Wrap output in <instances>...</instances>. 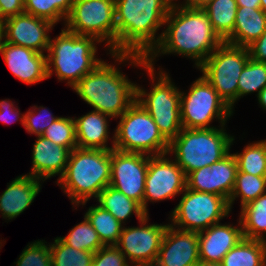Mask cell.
Wrapping results in <instances>:
<instances>
[{"label":"cell","instance_id":"obj_42","mask_svg":"<svg viewBox=\"0 0 266 266\" xmlns=\"http://www.w3.org/2000/svg\"><path fill=\"white\" fill-rule=\"evenodd\" d=\"M248 49L253 60L266 63V30Z\"/></svg>","mask_w":266,"mask_h":266},{"label":"cell","instance_id":"obj_47","mask_svg":"<svg viewBox=\"0 0 266 266\" xmlns=\"http://www.w3.org/2000/svg\"><path fill=\"white\" fill-rule=\"evenodd\" d=\"M196 266H222L221 263H205V262H199Z\"/></svg>","mask_w":266,"mask_h":266},{"label":"cell","instance_id":"obj_36","mask_svg":"<svg viewBox=\"0 0 266 266\" xmlns=\"http://www.w3.org/2000/svg\"><path fill=\"white\" fill-rule=\"evenodd\" d=\"M53 143L72 151L77 148L75 121L73 117H59L45 130L43 135Z\"/></svg>","mask_w":266,"mask_h":266},{"label":"cell","instance_id":"obj_11","mask_svg":"<svg viewBox=\"0 0 266 266\" xmlns=\"http://www.w3.org/2000/svg\"><path fill=\"white\" fill-rule=\"evenodd\" d=\"M68 31L92 36L116 54L115 0H74L65 25Z\"/></svg>","mask_w":266,"mask_h":266},{"label":"cell","instance_id":"obj_6","mask_svg":"<svg viewBox=\"0 0 266 266\" xmlns=\"http://www.w3.org/2000/svg\"><path fill=\"white\" fill-rule=\"evenodd\" d=\"M218 127L182 128L169 143L168 154L174 155L175 162L186 176L196 169L218 162L230 152L235 137L225 132V125Z\"/></svg>","mask_w":266,"mask_h":266},{"label":"cell","instance_id":"obj_49","mask_svg":"<svg viewBox=\"0 0 266 266\" xmlns=\"http://www.w3.org/2000/svg\"><path fill=\"white\" fill-rule=\"evenodd\" d=\"M262 244L266 248V235L261 239Z\"/></svg>","mask_w":266,"mask_h":266},{"label":"cell","instance_id":"obj_18","mask_svg":"<svg viewBox=\"0 0 266 266\" xmlns=\"http://www.w3.org/2000/svg\"><path fill=\"white\" fill-rule=\"evenodd\" d=\"M200 262L198 232L169 225L153 266H196Z\"/></svg>","mask_w":266,"mask_h":266},{"label":"cell","instance_id":"obj_16","mask_svg":"<svg viewBox=\"0 0 266 266\" xmlns=\"http://www.w3.org/2000/svg\"><path fill=\"white\" fill-rule=\"evenodd\" d=\"M238 165L230 152L210 166L196 169L186 176L187 188L224 197L227 201L234 189Z\"/></svg>","mask_w":266,"mask_h":266},{"label":"cell","instance_id":"obj_26","mask_svg":"<svg viewBox=\"0 0 266 266\" xmlns=\"http://www.w3.org/2000/svg\"><path fill=\"white\" fill-rule=\"evenodd\" d=\"M222 266H266V248L259 239L242 238L229 250Z\"/></svg>","mask_w":266,"mask_h":266},{"label":"cell","instance_id":"obj_14","mask_svg":"<svg viewBox=\"0 0 266 266\" xmlns=\"http://www.w3.org/2000/svg\"><path fill=\"white\" fill-rule=\"evenodd\" d=\"M149 214L139 220L138 227H123L116 246L132 266H153L169 225L148 224ZM148 224V225H147Z\"/></svg>","mask_w":266,"mask_h":266},{"label":"cell","instance_id":"obj_5","mask_svg":"<svg viewBox=\"0 0 266 266\" xmlns=\"http://www.w3.org/2000/svg\"><path fill=\"white\" fill-rule=\"evenodd\" d=\"M96 43L101 44L95 37L61 29L58 36L50 38L46 54L48 78L56 73L59 81L66 80L70 88L74 87L103 61L98 56L96 58Z\"/></svg>","mask_w":266,"mask_h":266},{"label":"cell","instance_id":"obj_3","mask_svg":"<svg viewBox=\"0 0 266 266\" xmlns=\"http://www.w3.org/2000/svg\"><path fill=\"white\" fill-rule=\"evenodd\" d=\"M111 150L74 148L69 155L63 175L56 184L72 205H85L110 184ZM79 205V206H78Z\"/></svg>","mask_w":266,"mask_h":266},{"label":"cell","instance_id":"obj_17","mask_svg":"<svg viewBox=\"0 0 266 266\" xmlns=\"http://www.w3.org/2000/svg\"><path fill=\"white\" fill-rule=\"evenodd\" d=\"M3 24L5 42L23 46L41 54L48 51L51 38L49 32L55 26L51 21L23 12L5 19Z\"/></svg>","mask_w":266,"mask_h":266},{"label":"cell","instance_id":"obj_35","mask_svg":"<svg viewBox=\"0 0 266 266\" xmlns=\"http://www.w3.org/2000/svg\"><path fill=\"white\" fill-rule=\"evenodd\" d=\"M266 86V63L253 60L251 57L239 76L238 100L250 93L260 91Z\"/></svg>","mask_w":266,"mask_h":266},{"label":"cell","instance_id":"obj_15","mask_svg":"<svg viewBox=\"0 0 266 266\" xmlns=\"http://www.w3.org/2000/svg\"><path fill=\"white\" fill-rule=\"evenodd\" d=\"M148 155L111 150L110 186L138 202L143 209Z\"/></svg>","mask_w":266,"mask_h":266},{"label":"cell","instance_id":"obj_30","mask_svg":"<svg viewBox=\"0 0 266 266\" xmlns=\"http://www.w3.org/2000/svg\"><path fill=\"white\" fill-rule=\"evenodd\" d=\"M74 0H24V12L57 24L64 20V25L71 12Z\"/></svg>","mask_w":266,"mask_h":266},{"label":"cell","instance_id":"obj_33","mask_svg":"<svg viewBox=\"0 0 266 266\" xmlns=\"http://www.w3.org/2000/svg\"><path fill=\"white\" fill-rule=\"evenodd\" d=\"M64 244L77 250H85L96 253L104 247L95 229L84 216V221L76 224L66 237H58Z\"/></svg>","mask_w":266,"mask_h":266},{"label":"cell","instance_id":"obj_22","mask_svg":"<svg viewBox=\"0 0 266 266\" xmlns=\"http://www.w3.org/2000/svg\"><path fill=\"white\" fill-rule=\"evenodd\" d=\"M41 179L30 175H20L0 195V212L5 220H13L23 213L39 194Z\"/></svg>","mask_w":266,"mask_h":266},{"label":"cell","instance_id":"obj_45","mask_svg":"<svg viewBox=\"0 0 266 266\" xmlns=\"http://www.w3.org/2000/svg\"><path fill=\"white\" fill-rule=\"evenodd\" d=\"M257 98L260 106L266 111V86L260 91Z\"/></svg>","mask_w":266,"mask_h":266},{"label":"cell","instance_id":"obj_39","mask_svg":"<svg viewBox=\"0 0 266 266\" xmlns=\"http://www.w3.org/2000/svg\"><path fill=\"white\" fill-rule=\"evenodd\" d=\"M117 246H104L94 253L92 266H132Z\"/></svg>","mask_w":266,"mask_h":266},{"label":"cell","instance_id":"obj_38","mask_svg":"<svg viewBox=\"0 0 266 266\" xmlns=\"http://www.w3.org/2000/svg\"><path fill=\"white\" fill-rule=\"evenodd\" d=\"M24 118V127L29 134L37 136L43 135L45 130L58 118L54 116L49 109L44 106H32Z\"/></svg>","mask_w":266,"mask_h":266},{"label":"cell","instance_id":"obj_20","mask_svg":"<svg viewBox=\"0 0 266 266\" xmlns=\"http://www.w3.org/2000/svg\"><path fill=\"white\" fill-rule=\"evenodd\" d=\"M217 223L198 233L199 259L205 263H221L225 254L242 238V224Z\"/></svg>","mask_w":266,"mask_h":266},{"label":"cell","instance_id":"obj_50","mask_svg":"<svg viewBox=\"0 0 266 266\" xmlns=\"http://www.w3.org/2000/svg\"><path fill=\"white\" fill-rule=\"evenodd\" d=\"M0 21L3 22L4 19L1 17V10H0Z\"/></svg>","mask_w":266,"mask_h":266},{"label":"cell","instance_id":"obj_1","mask_svg":"<svg viewBox=\"0 0 266 266\" xmlns=\"http://www.w3.org/2000/svg\"><path fill=\"white\" fill-rule=\"evenodd\" d=\"M173 0H115V62L143 67L146 57L159 44ZM156 34L158 36H156ZM129 61V62H128Z\"/></svg>","mask_w":266,"mask_h":266},{"label":"cell","instance_id":"obj_31","mask_svg":"<svg viewBox=\"0 0 266 266\" xmlns=\"http://www.w3.org/2000/svg\"><path fill=\"white\" fill-rule=\"evenodd\" d=\"M265 192L266 177L237 172L234 189L228 200L229 208L232 209L233 203L238 197H240L242 208Z\"/></svg>","mask_w":266,"mask_h":266},{"label":"cell","instance_id":"obj_13","mask_svg":"<svg viewBox=\"0 0 266 266\" xmlns=\"http://www.w3.org/2000/svg\"><path fill=\"white\" fill-rule=\"evenodd\" d=\"M169 154L148 156V169L145 177L143 211L148 213V202L169 200L186 189V175ZM170 159V160H169Z\"/></svg>","mask_w":266,"mask_h":266},{"label":"cell","instance_id":"obj_46","mask_svg":"<svg viewBox=\"0 0 266 266\" xmlns=\"http://www.w3.org/2000/svg\"><path fill=\"white\" fill-rule=\"evenodd\" d=\"M5 43V28L3 22L0 21V53L2 52Z\"/></svg>","mask_w":266,"mask_h":266},{"label":"cell","instance_id":"obj_25","mask_svg":"<svg viewBox=\"0 0 266 266\" xmlns=\"http://www.w3.org/2000/svg\"><path fill=\"white\" fill-rule=\"evenodd\" d=\"M96 200L99 206L110 212L123 225H126L125 221L134 213L138 220L147 215L138 202L110 185L100 192Z\"/></svg>","mask_w":266,"mask_h":266},{"label":"cell","instance_id":"obj_9","mask_svg":"<svg viewBox=\"0 0 266 266\" xmlns=\"http://www.w3.org/2000/svg\"><path fill=\"white\" fill-rule=\"evenodd\" d=\"M249 58L248 48L223 42L198 68L233 111L238 100L239 76Z\"/></svg>","mask_w":266,"mask_h":266},{"label":"cell","instance_id":"obj_24","mask_svg":"<svg viewBox=\"0 0 266 266\" xmlns=\"http://www.w3.org/2000/svg\"><path fill=\"white\" fill-rule=\"evenodd\" d=\"M266 30V13L261 8L238 7L233 33L224 41L248 48Z\"/></svg>","mask_w":266,"mask_h":266},{"label":"cell","instance_id":"obj_41","mask_svg":"<svg viewBox=\"0 0 266 266\" xmlns=\"http://www.w3.org/2000/svg\"><path fill=\"white\" fill-rule=\"evenodd\" d=\"M1 17L5 20L9 17L24 12V0H0Z\"/></svg>","mask_w":266,"mask_h":266},{"label":"cell","instance_id":"obj_27","mask_svg":"<svg viewBox=\"0 0 266 266\" xmlns=\"http://www.w3.org/2000/svg\"><path fill=\"white\" fill-rule=\"evenodd\" d=\"M240 210L243 237L261 240L266 235V192Z\"/></svg>","mask_w":266,"mask_h":266},{"label":"cell","instance_id":"obj_48","mask_svg":"<svg viewBox=\"0 0 266 266\" xmlns=\"http://www.w3.org/2000/svg\"><path fill=\"white\" fill-rule=\"evenodd\" d=\"M261 9L266 13V0H260Z\"/></svg>","mask_w":266,"mask_h":266},{"label":"cell","instance_id":"obj_10","mask_svg":"<svg viewBox=\"0 0 266 266\" xmlns=\"http://www.w3.org/2000/svg\"><path fill=\"white\" fill-rule=\"evenodd\" d=\"M188 90L187 93L180 91L182 128H213L210 124L215 119L223 126L233 115V110L203 76L193 81Z\"/></svg>","mask_w":266,"mask_h":266},{"label":"cell","instance_id":"obj_7","mask_svg":"<svg viewBox=\"0 0 266 266\" xmlns=\"http://www.w3.org/2000/svg\"><path fill=\"white\" fill-rule=\"evenodd\" d=\"M143 68L148 72L152 85L147 92L136 83V101L151 115L160 133L170 143L182 129L180 89L162 68L157 76L155 67L146 63Z\"/></svg>","mask_w":266,"mask_h":266},{"label":"cell","instance_id":"obj_29","mask_svg":"<svg viewBox=\"0 0 266 266\" xmlns=\"http://www.w3.org/2000/svg\"><path fill=\"white\" fill-rule=\"evenodd\" d=\"M237 8L236 0H213L203 8L214 31L223 41L233 33Z\"/></svg>","mask_w":266,"mask_h":266},{"label":"cell","instance_id":"obj_21","mask_svg":"<svg viewBox=\"0 0 266 266\" xmlns=\"http://www.w3.org/2000/svg\"><path fill=\"white\" fill-rule=\"evenodd\" d=\"M70 152L42 135L37 136L32 151V171L27 175L41 179V183L56 175L59 179L65 171Z\"/></svg>","mask_w":266,"mask_h":266},{"label":"cell","instance_id":"obj_12","mask_svg":"<svg viewBox=\"0 0 266 266\" xmlns=\"http://www.w3.org/2000/svg\"><path fill=\"white\" fill-rule=\"evenodd\" d=\"M231 211L224 197L186 187L179 204L171 211L170 225L199 233L220 223L221 219L228 217Z\"/></svg>","mask_w":266,"mask_h":266},{"label":"cell","instance_id":"obj_37","mask_svg":"<svg viewBox=\"0 0 266 266\" xmlns=\"http://www.w3.org/2000/svg\"><path fill=\"white\" fill-rule=\"evenodd\" d=\"M45 240H36L23 249L16 266H52L51 251Z\"/></svg>","mask_w":266,"mask_h":266},{"label":"cell","instance_id":"obj_44","mask_svg":"<svg viewBox=\"0 0 266 266\" xmlns=\"http://www.w3.org/2000/svg\"><path fill=\"white\" fill-rule=\"evenodd\" d=\"M238 7L261 8L260 0H236Z\"/></svg>","mask_w":266,"mask_h":266},{"label":"cell","instance_id":"obj_2","mask_svg":"<svg viewBox=\"0 0 266 266\" xmlns=\"http://www.w3.org/2000/svg\"><path fill=\"white\" fill-rule=\"evenodd\" d=\"M178 4L173 2L165 19L166 28L160 33V42L146 57V63L151 67L155 66L156 57L175 53L194 60L198 69L224 42L214 31L203 9L192 8L179 1Z\"/></svg>","mask_w":266,"mask_h":266},{"label":"cell","instance_id":"obj_40","mask_svg":"<svg viewBox=\"0 0 266 266\" xmlns=\"http://www.w3.org/2000/svg\"><path fill=\"white\" fill-rule=\"evenodd\" d=\"M14 105L10 99L0 100V120L7 125L20 119L21 125L24 126L25 114H21L18 106Z\"/></svg>","mask_w":266,"mask_h":266},{"label":"cell","instance_id":"obj_8","mask_svg":"<svg viewBox=\"0 0 266 266\" xmlns=\"http://www.w3.org/2000/svg\"><path fill=\"white\" fill-rule=\"evenodd\" d=\"M114 131V148L148 156L169 151V142L160 133L151 115L135 101L120 117Z\"/></svg>","mask_w":266,"mask_h":266},{"label":"cell","instance_id":"obj_32","mask_svg":"<svg viewBox=\"0 0 266 266\" xmlns=\"http://www.w3.org/2000/svg\"><path fill=\"white\" fill-rule=\"evenodd\" d=\"M238 172L266 177V139L244 146L243 152L233 153Z\"/></svg>","mask_w":266,"mask_h":266},{"label":"cell","instance_id":"obj_43","mask_svg":"<svg viewBox=\"0 0 266 266\" xmlns=\"http://www.w3.org/2000/svg\"><path fill=\"white\" fill-rule=\"evenodd\" d=\"M212 1L213 0H184L182 4L192 8L203 9Z\"/></svg>","mask_w":266,"mask_h":266},{"label":"cell","instance_id":"obj_34","mask_svg":"<svg viewBox=\"0 0 266 266\" xmlns=\"http://www.w3.org/2000/svg\"><path fill=\"white\" fill-rule=\"evenodd\" d=\"M52 266H92L93 252L77 250L64 244L58 237L49 244Z\"/></svg>","mask_w":266,"mask_h":266},{"label":"cell","instance_id":"obj_4","mask_svg":"<svg viewBox=\"0 0 266 266\" xmlns=\"http://www.w3.org/2000/svg\"><path fill=\"white\" fill-rule=\"evenodd\" d=\"M104 60L73 91L93 110L118 119L136 101V83Z\"/></svg>","mask_w":266,"mask_h":266},{"label":"cell","instance_id":"obj_19","mask_svg":"<svg viewBox=\"0 0 266 266\" xmlns=\"http://www.w3.org/2000/svg\"><path fill=\"white\" fill-rule=\"evenodd\" d=\"M1 54L11 73L22 82L36 84L48 78L45 54L7 42Z\"/></svg>","mask_w":266,"mask_h":266},{"label":"cell","instance_id":"obj_28","mask_svg":"<svg viewBox=\"0 0 266 266\" xmlns=\"http://www.w3.org/2000/svg\"><path fill=\"white\" fill-rule=\"evenodd\" d=\"M84 216L104 246H116L124 226L110 212L99 205H93L88 208Z\"/></svg>","mask_w":266,"mask_h":266},{"label":"cell","instance_id":"obj_23","mask_svg":"<svg viewBox=\"0 0 266 266\" xmlns=\"http://www.w3.org/2000/svg\"><path fill=\"white\" fill-rule=\"evenodd\" d=\"M109 118L112 117L96 110H92L79 118L74 117L77 147L113 150L114 144L110 147L107 144L110 140Z\"/></svg>","mask_w":266,"mask_h":266}]
</instances>
